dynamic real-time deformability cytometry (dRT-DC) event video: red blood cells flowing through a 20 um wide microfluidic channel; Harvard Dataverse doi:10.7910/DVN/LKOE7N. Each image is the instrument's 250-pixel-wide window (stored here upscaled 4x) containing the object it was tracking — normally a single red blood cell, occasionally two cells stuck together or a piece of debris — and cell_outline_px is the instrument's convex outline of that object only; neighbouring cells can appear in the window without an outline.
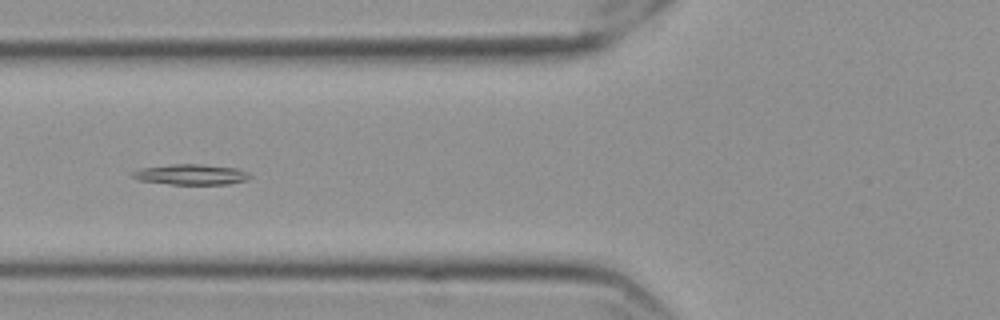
{"species": "Egyptian fruit bat (a non-hibernating species)", "species_latin": "Rousettus aegyptiacus", "temperature_condition": "cold", "stored_images_in_passage": 40, "camera_frame_rate_fps": 3000, "um_per_image_px": 0.085, "frame": {"image": 1, "passage_image": 5, "time_ms": 1.333, "image_size_px": [1000, 320], "cell_outline_px": [[252, 176], [248, 180], [228, 184], [172, 184], [140, 180], [132, 176], [132, 172], [140, 168], [172, 164], [200, 164], [236, 168], [248, 172]], "centroid_in_image_um": [16.28, 14.83], "position_along_channel_um": 109.5, "area_um2": 13.93}}
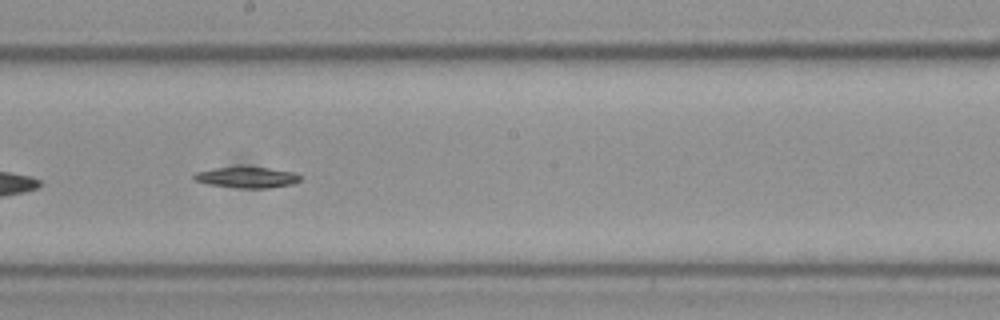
{"frame": {"image": 2, "passage_image": 15, "time_ms": 4.667, "image_size_px": [1000, 320], "cell_outline_px": [[300, 180], [292, 184], [268, 188], [240, 188], [208, 184], [192, 180], [192, 176], [196, 172], [220, 168], [268, 168], [296, 172], [300, 176]], "centroid_in_image_um": [20.99, 15.09], "position_along_channel_um": 227.2, "area_um2": 12.66}}
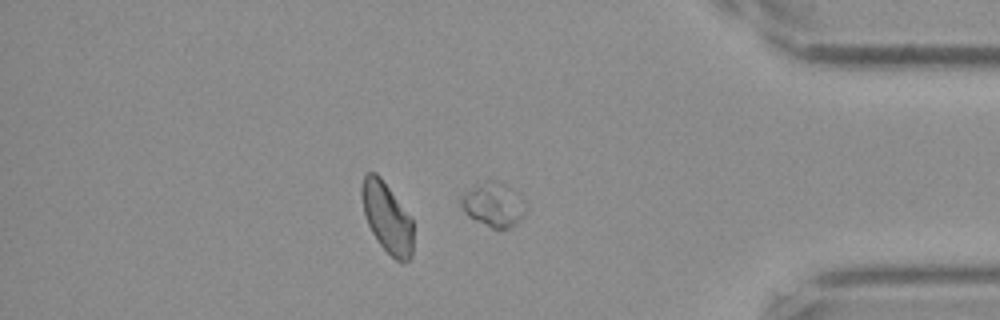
{"frame": {"image": 3, "passage_image": 31, "time_ms": 10.0, "image_size_px": [1000, 320], "cell_outline_px": [[528, 208], [520, 220], [516, 224], [508, 228], [492, 228], [468, 216], [460, 200], [476, 184], [488, 180], [492, 180], [500, 184], [524, 200]], "centroid_in_image_um": [41.98, 17.44], "position_along_channel_um": 393.2, "area_um2": 15.84}}